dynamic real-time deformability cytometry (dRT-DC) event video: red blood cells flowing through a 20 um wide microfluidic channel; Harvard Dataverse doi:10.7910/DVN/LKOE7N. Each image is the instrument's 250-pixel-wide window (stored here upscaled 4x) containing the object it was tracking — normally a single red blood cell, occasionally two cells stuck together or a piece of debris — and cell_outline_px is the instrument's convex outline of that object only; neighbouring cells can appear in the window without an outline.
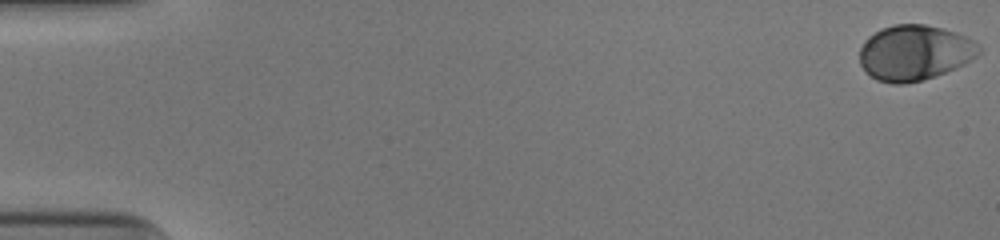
{"species": "human", "species_latin": "Homo sapiens", "temperature_condition": "cold", "stored_images_in_passage": 48, "camera_frame_rate_fps": 3000, "um_per_image_px": 0.085, "donor": {"sex": "male"}, "frame": {"image": 1, "passage_image": 1, "time_ms": 0.0, "image_size_px": [1000, 240], "cell_outline_px": [[980, 52], [976, 56], [964, 64], [956, 68], [936, 76], [924, 80], [904, 84], [892, 84], [876, 80], [860, 64], [860, 48], [864, 40], [868, 36], [884, 28], [896, 24], [924, 24], [944, 28], [956, 32], [972, 40], [980, 48]], "centroid_in_image_um": [77.73, 4.49], "position_along_channel_um": 7.3, "area_um2": 38.44}}
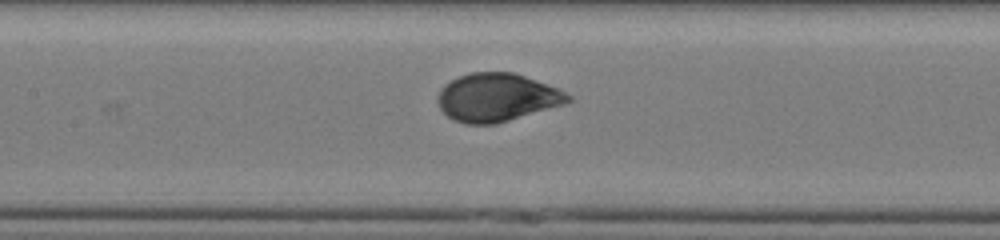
{"frame": {"image": 2, "passage_image": 26, "time_ms": 8.333, "image_size_px": [1000, 240], "cell_outline_px": [[572, 100], [564, 104], [496, 124], [464, 124], [452, 120], [440, 108], [436, 100], [436, 96], [440, 88], [444, 84], [460, 76], [472, 72], [512, 72], [560, 88], [572, 96]], "centroid_in_image_um": [42.22, 8.29], "position_along_channel_um": 165.2, "area_um2": 36.7}}
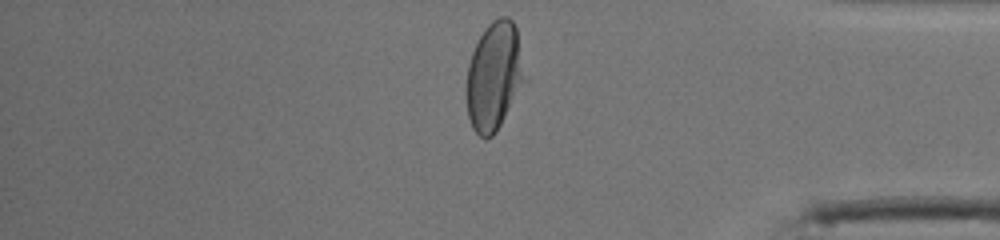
{"frame": {"image": 3, "passage_image": 45, "time_ms": 14.667, "image_size_px": [1000, 240], "cell_outline_px": [[520, 80], [504, 116], [496, 132], [492, 136], [484, 140], [472, 128], [468, 116], [468, 64], [472, 52], [484, 28], [492, 20], [500, 16], [508, 16], [512, 20], [516, 28], [520, 76]], "centroid_in_image_um": [41.89, 6.45], "position_along_channel_um": 393.3, "area_um2": 34.28}, "authors_computed_cell_mechanics": {"area_um2": 37.3388, "velocity_mm_per_s": 3.9291, "shape_relaxation_time_tau1_ms": 2.7294, "shape_relaxation_time_tau2_ms": null, "deformation_change_tau1": 0.1297, "deformation_change_tau2": null}}